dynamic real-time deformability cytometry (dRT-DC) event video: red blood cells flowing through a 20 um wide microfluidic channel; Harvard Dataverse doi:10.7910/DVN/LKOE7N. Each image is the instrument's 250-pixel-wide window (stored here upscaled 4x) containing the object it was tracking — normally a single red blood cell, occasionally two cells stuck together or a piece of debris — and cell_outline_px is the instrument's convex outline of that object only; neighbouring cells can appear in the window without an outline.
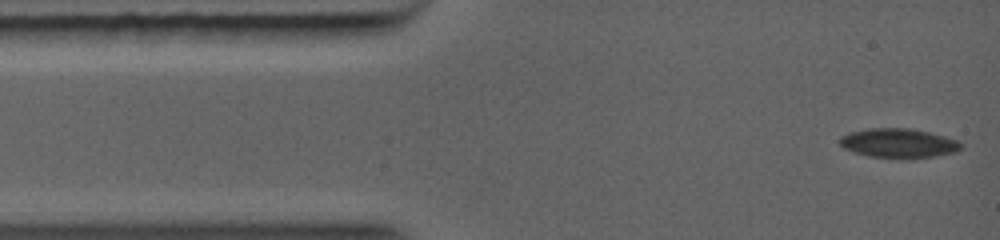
{"species": "common noctule bat (a hibernating species)", "species_latin": "Nyctalus noctula", "temperature_condition": "warm", "stored_images_in_passage": 83, "camera_frame_rate_fps": 5000, "um_per_image_px": 0.085, "animal": {"sex": "female", "body_mass_g": 19.0, "forearm_length_mm": 56.7}, "frame": {"image": 1, "passage_image": 1, "time_ms": 0.0, "image_size_px": [1000, 240], "cell_outline_px": [[960, 148], [956, 152], [936, 156], [868, 156], [852, 152], [844, 148], [840, 144], [840, 136], [848, 132], [868, 128], [912, 128], [944, 136], [956, 140], [960, 144]], "centroid_in_image_um": [76.31, 12.13], "position_along_channel_um": 8.7, "area_um2": 20.11}}
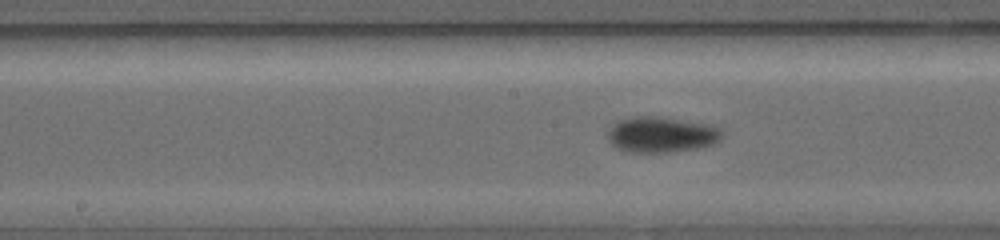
{"frame": {"image": 2, "passage_image": 38, "time_ms": 5.2, "image_size_px": [1000, 240], "cell_outline_px": [[720, 136], [712, 144], [696, 148], [676, 152], [628, 152], [616, 148], [612, 144], [608, 136], [608, 132], [612, 124], [620, 120], [636, 116], [660, 116], [720, 128]], "centroid_in_image_um": [56.13, 11.45], "position_along_channel_um": 192.1, "area_um2": 23.24}}
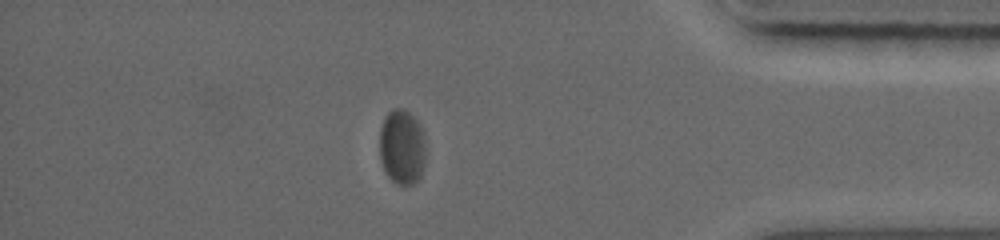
{"frame": {"image": 3, "passage_image": 71, "time_ms": 10.2, "image_size_px": [1000, 240], "cell_outline_px": [[424, 164], [420, 176], [416, 184], [396, 184], [384, 172], [380, 156], [380, 128], [384, 116], [392, 108], [404, 108], [416, 120], [420, 128], [424, 148]], "centroid_in_image_um": [34.13, 12.5], "position_along_channel_um": 401.1, "area_um2": 20.06}}